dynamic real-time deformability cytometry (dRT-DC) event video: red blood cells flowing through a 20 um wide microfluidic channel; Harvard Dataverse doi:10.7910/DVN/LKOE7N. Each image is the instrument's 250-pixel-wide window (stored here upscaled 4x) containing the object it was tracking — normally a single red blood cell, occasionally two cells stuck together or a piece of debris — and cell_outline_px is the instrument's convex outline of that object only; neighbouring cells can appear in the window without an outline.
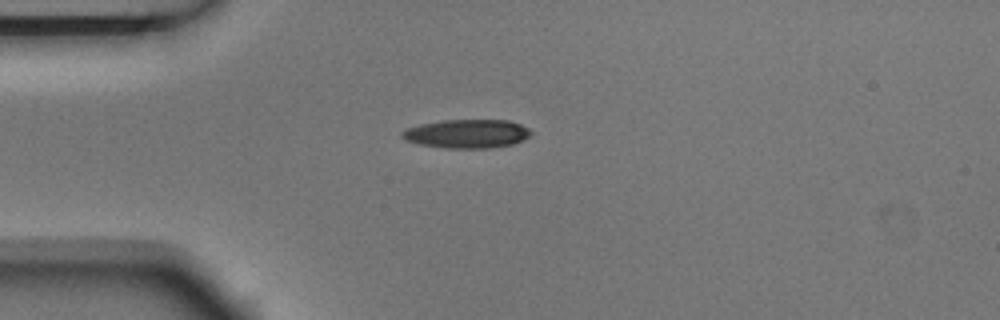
{"species": "Egyptian fruit bat (a non-hibernating species)", "species_latin": "Rousettus aegyptiacus", "temperature_condition": "room temperature", "stored_images_in_passage": 3, "camera_frame_rate_fps": 3000, "um_per_image_px": 0.085, "animal": {"sex": "male"}, "frame": {"image": 1, "passage_image": 1, "time_ms": 0.0, "image_size_px": [1000, 320], "cell_outline_px": [[532, 132], [524, 140], [512, 144], [488, 148], [448, 148], [420, 144], [404, 140], [400, 136], [400, 132], [408, 128], [420, 124], [444, 120], [508, 120], [520, 124], [528, 128]], "centroid_in_image_um": [39.68, 11.36], "position_along_channel_um": 45.3, "area_um2": 21.5}}
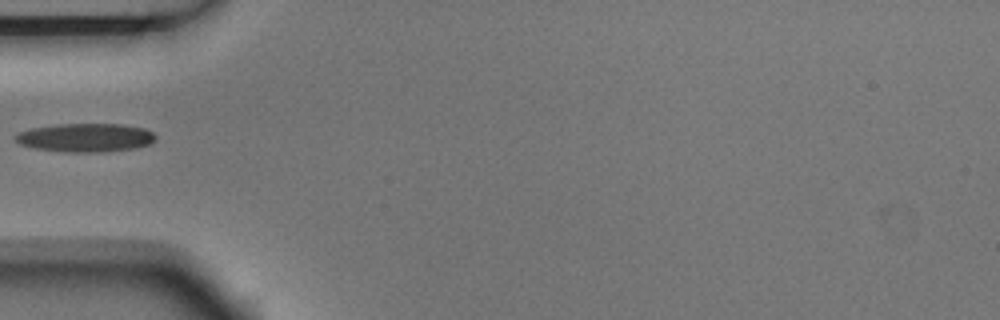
{"frame": {"image": 2, "passage_image": 2, "time_ms": 0.333, "image_size_px": [1000, 320], "cell_outline_px": [[156, 136], [148, 144], [136, 148], [100, 152], [64, 152], [36, 148], [20, 144], [12, 136], [16, 132], [32, 128], [56, 124], [120, 124], [144, 128], [152, 132]], "centroid_in_image_um": [7.22, 11.69], "position_along_channel_um": 77.8, "area_um2": 23.29}}
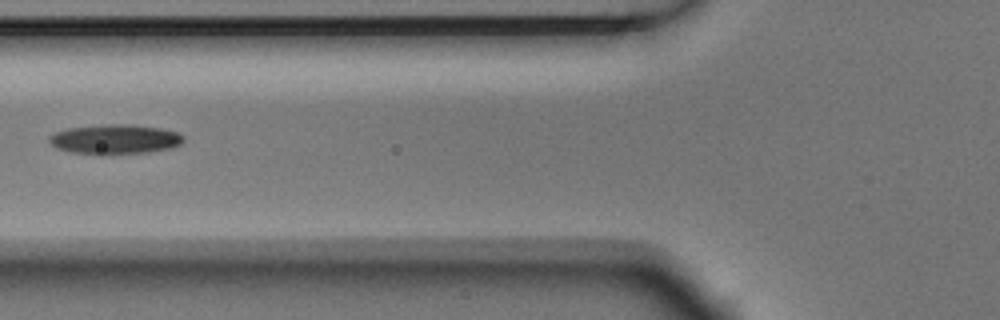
{"frame": {"image": 3, "passage_image": 3, "time_ms": 0.667, "image_size_px": [1000, 320], "cell_outline_px": [[184, 140], [180, 144], [168, 148], [144, 152], [72, 152], [56, 148], [48, 140], [48, 136], [56, 132], [68, 128], [112, 124], [132, 124], [160, 128], [176, 132], [184, 136]], "centroid_in_image_um": [9.77, 11.79], "position_along_channel_um": 116.0, "area_um2": 22.25}}